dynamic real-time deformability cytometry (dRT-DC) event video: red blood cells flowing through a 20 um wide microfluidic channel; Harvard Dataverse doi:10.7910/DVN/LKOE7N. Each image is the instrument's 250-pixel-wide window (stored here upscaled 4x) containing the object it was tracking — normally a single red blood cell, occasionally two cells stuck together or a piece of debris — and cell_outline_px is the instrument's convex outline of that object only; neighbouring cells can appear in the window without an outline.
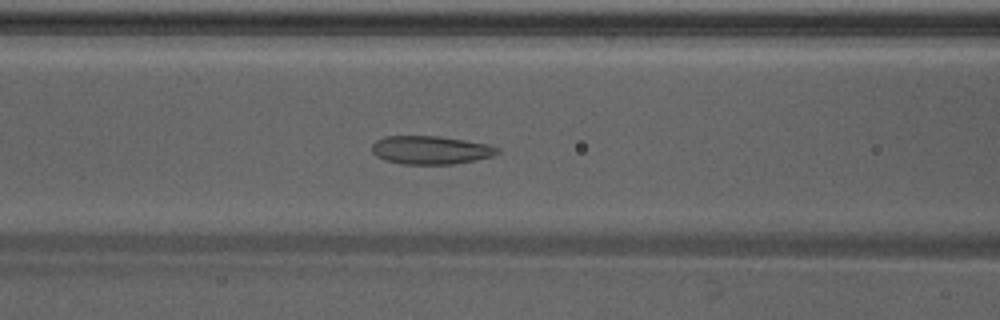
{"species": "Egyptian fruit bat (a non-hibernating species)", "species_latin": "Rousettus aegyptiacus", "temperature_condition": "warm", "stored_images_in_passage": 42, "camera_frame_rate_fps": 3000, "um_per_image_px": 0.085, "animal": {"sex": "male"}, "frame": {"image": 1, "passage_image": 13, "time_ms": 4.0, "image_size_px": [1000, 320], "cell_outline_px": [[500, 152], [492, 156], [452, 164], [400, 164], [384, 160], [376, 156], [372, 152], [372, 144], [376, 140], [384, 136], [436, 136], [464, 140], [488, 144], [500, 148]], "centroid_in_image_um": [36.57, 12.75], "position_along_channel_um": 130.0, "area_um2": 20.69}}
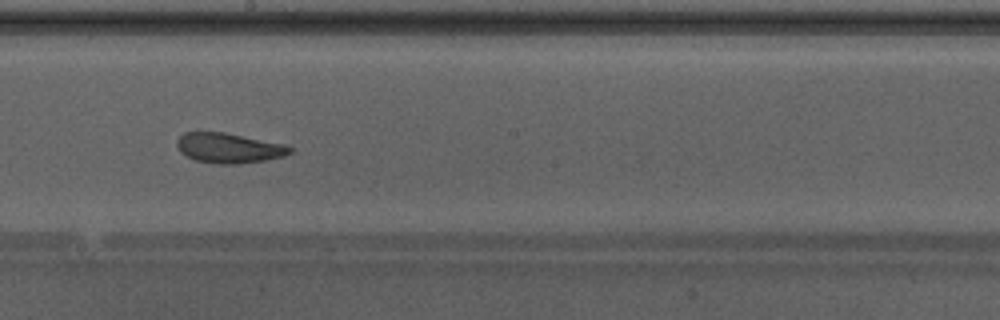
{"frame": {"image": 2, "passage_image": 20, "time_ms": 6.333, "image_size_px": [1000, 320], "cell_outline_px": [[292, 152], [284, 156], [264, 160], [236, 164], [216, 164], [196, 160], [180, 152], [176, 144], [176, 140], [184, 132], [224, 132], [284, 144], [292, 148]], "centroid_in_image_um": [19.43, 12.58], "position_along_channel_um": 228.8, "area_um2": 19.65}}
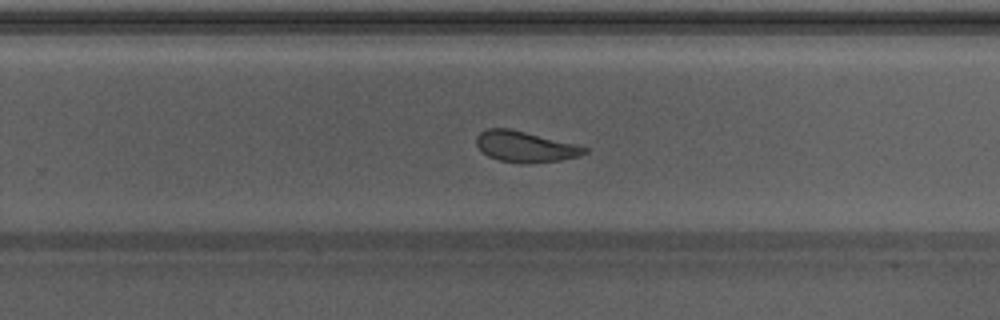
{"frame": {"image": 3, "passage_image": 24, "time_ms": 7.667, "image_size_px": [1000, 320], "cell_outline_px": [[588, 152], [580, 156], [560, 160], [528, 164], [524, 164], [500, 160], [488, 156], [476, 144], [476, 136], [480, 132], [488, 128], [508, 128], [576, 144], [588, 148]], "centroid_in_image_um": [44.65, 12.47], "position_along_channel_um": 285.1, "area_um2": 19.36}, "authors_computed_cell_mechanics": {"area_um2": 21.4438, "velocity_mm_per_s": 4.2442, "shape_relaxation_time_tau1_ms": 6.0206, "shape_relaxation_time_tau2_ms": 1.4299, "deformation_change_tau1": 0.1356, "deformation_change_tau2": 0.0657}}